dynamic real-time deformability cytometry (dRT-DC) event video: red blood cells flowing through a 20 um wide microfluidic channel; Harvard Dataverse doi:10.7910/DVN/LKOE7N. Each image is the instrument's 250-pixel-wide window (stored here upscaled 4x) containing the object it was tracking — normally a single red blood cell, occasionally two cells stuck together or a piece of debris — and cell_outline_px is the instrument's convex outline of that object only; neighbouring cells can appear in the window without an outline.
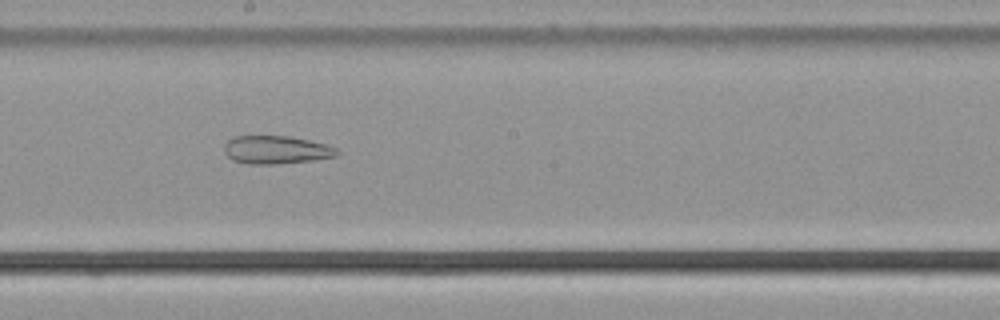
{"species": "common noctule bat (a hibernating species)", "species_latin": "Nyctalus noctula", "temperature_condition": "cold", "stored_images_in_passage": 49, "camera_frame_rate_fps": 3000, "um_per_image_px": 0.085, "animal": {"sex": "male", "body_mass_g": 21.5, "forearm_length_mm": 52.0}, "frame": {"image": 1, "passage_image": 30, "time_ms": 9.667, "image_size_px": [1000, 320], "cell_outline_px": [[340, 152], [336, 156], [312, 160], [272, 164], [248, 164], [232, 160], [224, 152], [224, 144], [228, 140], [236, 136], [288, 136], [308, 140], [324, 144], [336, 148]], "centroid_in_image_um": [23.44, 12.73], "position_along_channel_um": 224.8, "area_um2": 18.32}}
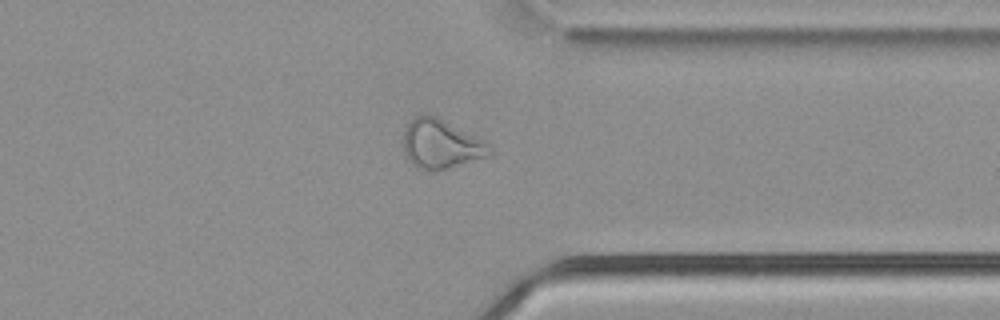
{"frame": {"image": 2, "passage_image": 42, "time_ms": 13.667, "image_size_px": [1000, 320], "cell_outline_px": [[492, 156], [436, 172], [424, 172], [416, 168], [408, 160], [404, 148], [404, 128], [420, 112], [428, 112], [484, 140], [492, 148]], "centroid_in_image_um": [37.49, 12.27], "position_along_channel_um": 373.9, "area_um2": 25.37}}
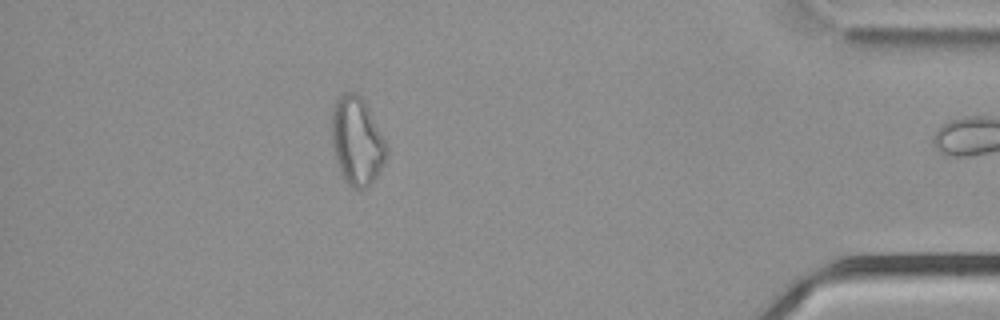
{"frame": {"image": 3, "passage_image": 48, "time_ms": 15.667, "image_size_px": [1000, 320], "cell_outline_px": [[388, 156], [384, 164], [376, 176], [364, 188], [356, 188], [348, 184], [340, 172], [336, 160], [332, 144], [332, 108], [336, 100], [344, 92], [352, 92], [360, 96], [364, 100], [388, 148]], "centroid_in_image_um": [30.33, 11.97], "position_along_channel_um": 404.9, "area_um2": 27.69}, "authors_computed_cell_mechanics": {"area_um2": 25.8944, "velocity_mm_per_s": 3.794, "shape_relaxation_time_tau1_ms": null, "shape_relaxation_time_tau2_ms": 4.5736, "deformation_change_tau1": null, "deformation_change_tau2": 0.147}}